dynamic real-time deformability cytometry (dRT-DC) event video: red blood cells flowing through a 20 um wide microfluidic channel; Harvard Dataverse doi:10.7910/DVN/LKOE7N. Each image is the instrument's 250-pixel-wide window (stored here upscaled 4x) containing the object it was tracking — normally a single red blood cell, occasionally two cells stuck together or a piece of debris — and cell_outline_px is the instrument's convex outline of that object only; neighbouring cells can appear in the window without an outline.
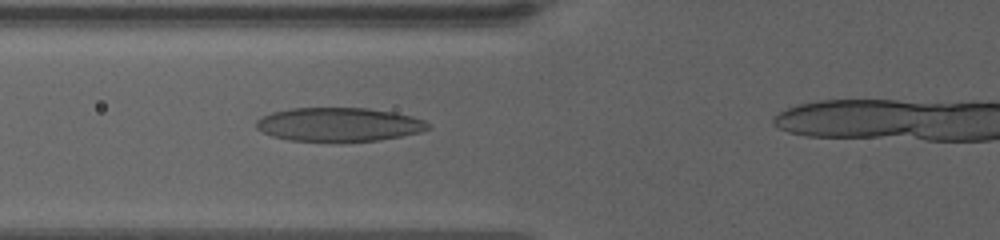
{"species": "human", "species_latin": "Homo sapiens", "temperature_condition": "warm", "stored_images_in_passage": 32, "camera_frame_rate_fps": 3000, "um_per_image_px": 0.085, "donor": {"sex": "female"}, "frame": {"image": 1, "passage_image": 3, "time_ms": 0.667, "image_size_px": [1000, 240], "cell_outline_px": [[428, 128], [420, 132], [380, 140], [288, 140], [272, 136], [256, 128], [256, 120], [272, 112], [292, 108], [368, 108], [392, 112], [412, 116], [424, 120], [428, 124]], "centroid_in_image_um": [28.79, 10.56], "position_along_channel_um": 97.0, "area_um2": 33.18}}
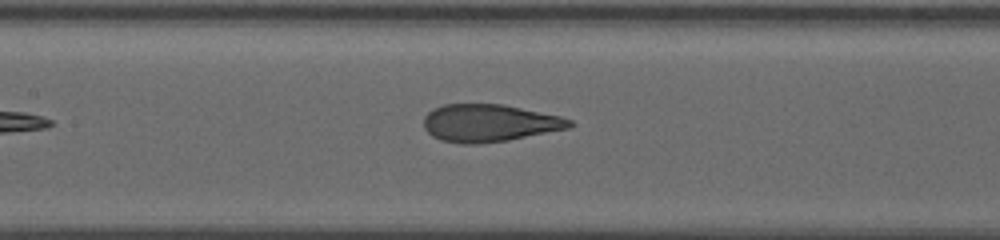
{"frame": {"image": 2, "passage_image": 9, "time_ms": 2.667, "image_size_px": [1000, 240], "cell_outline_px": [[576, 124], [568, 128], [508, 140], [480, 144], [460, 144], [440, 140], [432, 136], [424, 128], [424, 116], [432, 108], [444, 104], [504, 104], [560, 116], [572, 120]], "centroid_in_image_um": [41.57, 10.46], "position_along_channel_um": 165.8, "area_um2": 32.02}}
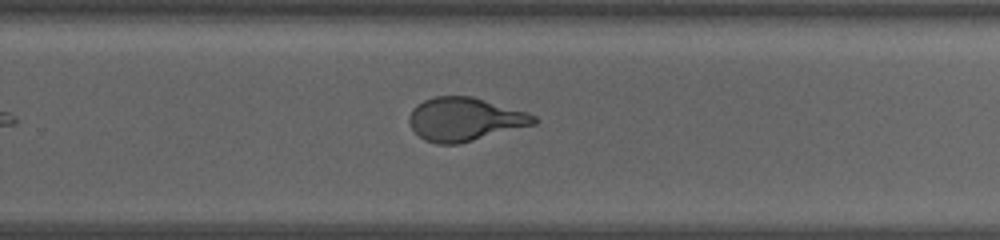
{"frame": {"image": 3, "passage_image": 20, "time_ms": 6.333, "image_size_px": [1000, 240], "cell_outline_px": [[540, 120], [536, 124], [456, 144], [436, 144], [424, 140], [412, 128], [408, 120], [408, 116], [412, 108], [416, 104], [424, 100], [436, 96], [472, 96], [528, 112], [536, 116]], "centroid_in_image_um": [39.5, 10.12], "position_along_channel_um": 290.3, "area_um2": 31.56}}